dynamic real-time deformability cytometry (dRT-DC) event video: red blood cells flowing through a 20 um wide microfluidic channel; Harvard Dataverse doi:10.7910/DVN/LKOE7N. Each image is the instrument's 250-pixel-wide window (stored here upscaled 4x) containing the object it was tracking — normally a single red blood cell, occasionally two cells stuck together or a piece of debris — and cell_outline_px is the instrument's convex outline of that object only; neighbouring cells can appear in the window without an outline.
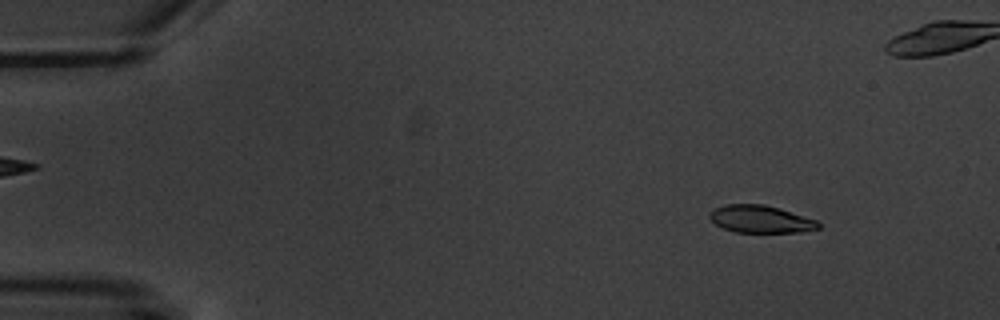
{"species": "common noctule bat (a hibernating species)", "species_latin": "Nyctalus noctula", "temperature_condition": "warm", "stored_images_in_passage": 5, "camera_frame_rate_fps": 3000, "um_per_image_px": 0.085, "animal": {"sex": "male", "body_mass_g": 20.1, "forearm_length_mm": 53.5}, "frame": {"image": 1, "passage_image": 1, "time_ms": 0.0, "image_size_px": [1000, 320], "cell_outline_px": [[820, 228], [804, 232], [736, 232], [724, 228], [716, 224], [708, 216], [708, 212], [724, 204], [764, 204], [780, 208], [816, 220], [820, 224]], "centroid_in_image_um": [64.65, 18.62], "position_along_channel_um": 20.3, "area_um2": 17.4}}